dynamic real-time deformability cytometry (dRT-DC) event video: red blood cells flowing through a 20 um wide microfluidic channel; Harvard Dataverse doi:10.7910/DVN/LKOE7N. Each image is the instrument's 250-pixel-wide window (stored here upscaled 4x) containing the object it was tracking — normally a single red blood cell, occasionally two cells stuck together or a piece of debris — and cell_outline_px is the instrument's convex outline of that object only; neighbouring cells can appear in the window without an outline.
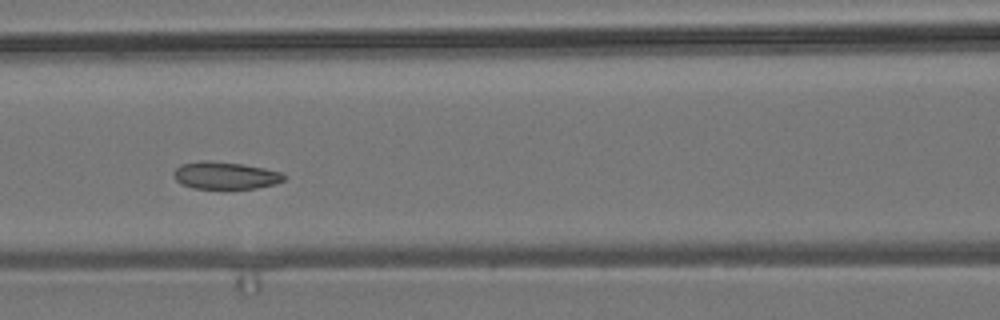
{"species": "common noctule bat (a hibernating species)", "species_latin": "Nyctalus noctula", "temperature_condition": "room temperature", "stored_images_in_passage": 7, "camera_frame_rate_fps": 3000, "um_per_image_px": 0.085, "animal": {"sex": "male", "body_mass_g": 19.2, "forearm_length_mm": 51.8}, "frame": {"image": 1, "passage_image": 5, "time_ms": 5.0, "image_size_px": [1000, 320], "cell_outline_px": [[288, 176], [284, 180], [276, 184], [256, 188], [192, 188], [176, 180], [172, 172], [180, 164], [200, 160], [208, 160], [240, 164], [264, 168], [284, 172]], "centroid_in_image_um": [19.18, 14.9], "position_along_channel_um": 147.4, "area_um2": 17.63}}
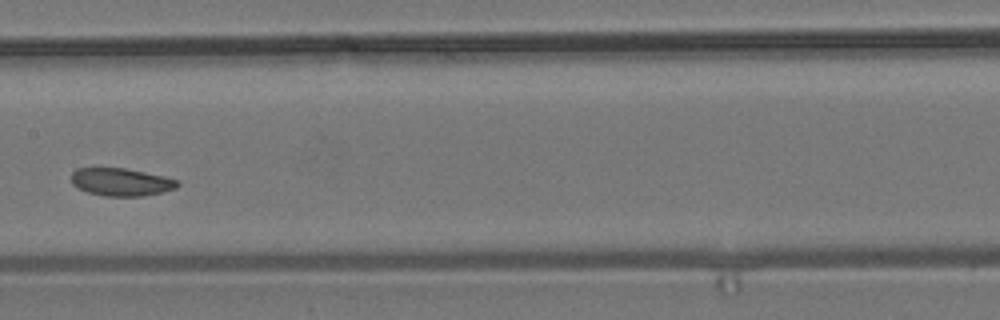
{"frame": {"image": 2, "passage_image": 6, "time_ms": 6.333, "image_size_px": [1000, 320], "cell_outline_px": [[180, 184], [176, 188], [144, 196], [104, 196], [88, 192], [76, 188], [72, 184], [72, 172], [76, 168], [124, 168], [164, 176], [180, 180]], "centroid_in_image_um": [10.29, 15.47], "position_along_channel_um": 197.1, "area_um2": 17.22}}
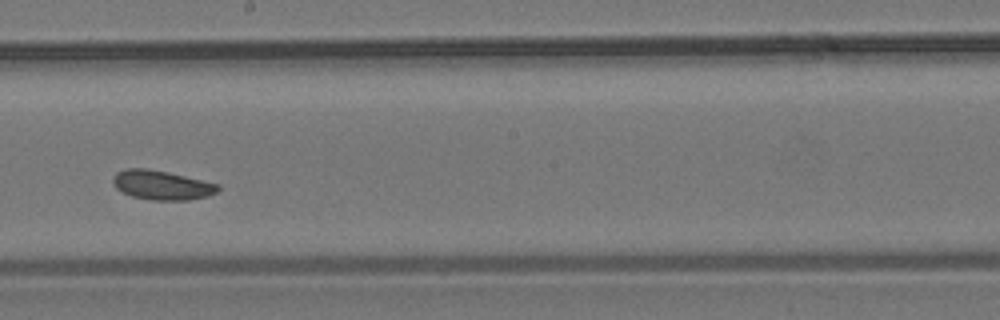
{"frame": {"image": 3, "passage_image": 7, "time_ms": 7.333, "image_size_px": [1000, 320], "cell_outline_px": [[220, 188], [216, 192], [208, 196], [188, 200], [152, 200], [132, 196], [116, 188], [112, 180], [116, 172], [124, 168], [148, 168], [168, 172], [220, 184]], "centroid_in_image_um": [13.75, 15.72], "position_along_channel_um": 234.4, "area_um2": 17.98}}